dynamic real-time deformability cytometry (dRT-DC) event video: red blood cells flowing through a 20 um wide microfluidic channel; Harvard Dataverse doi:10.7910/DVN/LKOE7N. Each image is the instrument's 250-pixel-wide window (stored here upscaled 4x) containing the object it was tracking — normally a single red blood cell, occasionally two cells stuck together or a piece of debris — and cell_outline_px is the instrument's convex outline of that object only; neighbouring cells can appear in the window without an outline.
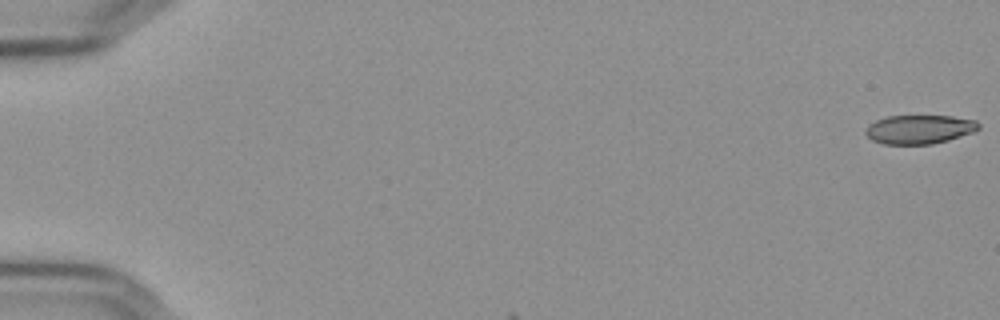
{"species": "Egyptian fruit bat (a non-hibernating species)", "species_latin": "Rousettus aegyptiacus", "temperature_condition": "cold", "stored_images_in_passage": 3, "camera_frame_rate_fps": 3000, "um_per_image_px": 0.085, "frame": {"image": 1, "passage_image": 1, "time_ms": 0.0, "image_size_px": [1000, 320], "cell_outline_px": [[980, 128], [972, 132], [948, 140], [932, 144], [884, 144], [872, 140], [864, 132], [868, 124], [876, 120], [888, 116], [952, 116], [976, 120], [980, 124]], "centroid_in_image_um": [78.14, 10.99], "position_along_channel_um": 6.9, "area_um2": 19.02}}